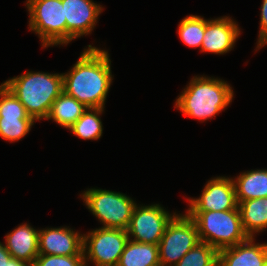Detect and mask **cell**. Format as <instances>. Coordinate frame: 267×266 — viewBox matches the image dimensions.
Listing matches in <instances>:
<instances>
[{
    "mask_svg": "<svg viewBox=\"0 0 267 266\" xmlns=\"http://www.w3.org/2000/svg\"><path fill=\"white\" fill-rule=\"evenodd\" d=\"M84 48L70 71L63 74V91L88 108H105L113 75L108 50Z\"/></svg>",
    "mask_w": 267,
    "mask_h": 266,
    "instance_id": "6da1fadb",
    "label": "cell"
},
{
    "mask_svg": "<svg viewBox=\"0 0 267 266\" xmlns=\"http://www.w3.org/2000/svg\"><path fill=\"white\" fill-rule=\"evenodd\" d=\"M234 91L225 80L194 76L175 101V108L184 116L207 121L216 117L232 102Z\"/></svg>",
    "mask_w": 267,
    "mask_h": 266,
    "instance_id": "7a4b0ae2",
    "label": "cell"
},
{
    "mask_svg": "<svg viewBox=\"0 0 267 266\" xmlns=\"http://www.w3.org/2000/svg\"><path fill=\"white\" fill-rule=\"evenodd\" d=\"M3 84L23 104L35 121L45 120L57 97L63 92V74L27 71Z\"/></svg>",
    "mask_w": 267,
    "mask_h": 266,
    "instance_id": "3957f363",
    "label": "cell"
},
{
    "mask_svg": "<svg viewBox=\"0 0 267 266\" xmlns=\"http://www.w3.org/2000/svg\"><path fill=\"white\" fill-rule=\"evenodd\" d=\"M197 226L201 242L218 251L244 242L248 235L241 223L239 208L227 211H186Z\"/></svg>",
    "mask_w": 267,
    "mask_h": 266,
    "instance_id": "277c9868",
    "label": "cell"
},
{
    "mask_svg": "<svg viewBox=\"0 0 267 266\" xmlns=\"http://www.w3.org/2000/svg\"><path fill=\"white\" fill-rule=\"evenodd\" d=\"M87 209L98 218L103 228L123 229L129 226L134 199L122 192L88 188L80 195Z\"/></svg>",
    "mask_w": 267,
    "mask_h": 266,
    "instance_id": "5b68a950",
    "label": "cell"
},
{
    "mask_svg": "<svg viewBox=\"0 0 267 266\" xmlns=\"http://www.w3.org/2000/svg\"><path fill=\"white\" fill-rule=\"evenodd\" d=\"M29 29L42 47L67 45V23L62 0H26Z\"/></svg>",
    "mask_w": 267,
    "mask_h": 266,
    "instance_id": "8992f818",
    "label": "cell"
},
{
    "mask_svg": "<svg viewBox=\"0 0 267 266\" xmlns=\"http://www.w3.org/2000/svg\"><path fill=\"white\" fill-rule=\"evenodd\" d=\"M199 242L193 219L187 213H177L158 244L160 266H175Z\"/></svg>",
    "mask_w": 267,
    "mask_h": 266,
    "instance_id": "52a82bcc",
    "label": "cell"
},
{
    "mask_svg": "<svg viewBox=\"0 0 267 266\" xmlns=\"http://www.w3.org/2000/svg\"><path fill=\"white\" fill-rule=\"evenodd\" d=\"M128 240L123 229L99 227L83 234L85 265L117 266Z\"/></svg>",
    "mask_w": 267,
    "mask_h": 266,
    "instance_id": "ba28073f",
    "label": "cell"
},
{
    "mask_svg": "<svg viewBox=\"0 0 267 266\" xmlns=\"http://www.w3.org/2000/svg\"><path fill=\"white\" fill-rule=\"evenodd\" d=\"M176 215L161 204L135 205L127 230L130 240L158 245L165 230Z\"/></svg>",
    "mask_w": 267,
    "mask_h": 266,
    "instance_id": "9c48e42d",
    "label": "cell"
},
{
    "mask_svg": "<svg viewBox=\"0 0 267 266\" xmlns=\"http://www.w3.org/2000/svg\"><path fill=\"white\" fill-rule=\"evenodd\" d=\"M35 120L28 115L23 104L2 83L0 85V137L6 142H18L25 137Z\"/></svg>",
    "mask_w": 267,
    "mask_h": 266,
    "instance_id": "30bf717a",
    "label": "cell"
},
{
    "mask_svg": "<svg viewBox=\"0 0 267 266\" xmlns=\"http://www.w3.org/2000/svg\"><path fill=\"white\" fill-rule=\"evenodd\" d=\"M186 211H227L238 208L233 179L217 176L206 182L199 198H187Z\"/></svg>",
    "mask_w": 267,
    "mask_h": 266,
    "instance_id": "8fae6325",
    "label": "cell"
},
{
    "mask_svg": "<svg viewBox=\"0 0 267 266\" xmlns=\"http://www.w3.org/2000/svg\"><path fill=\"white\" fill-rule=\"evenodd\" d=\"M67 23V44L92 33L104 7L93 0H62Z\"/></svg>",
    "mask_w": 267,
    "mask_h": 266,
    "instance_id": "7c38bea8",
    "label": "cell"
},
{
    "mask_svg": "<svg viewBox=\"0 0 267 266\" xmlns=\"http://www.w3.org/2000/svg\"><path fill=\"white\" fill-rule=\"evenodd\" d=\"M240 35L238 23L229 16L205 19V33L200 52L226 54L235 47Z\"/></svg>",
    "mask_w": 267,
    "mask_h": 266,
    "instance_id": "4fadbf2b",
    "label": "cell"
},
{
    "mask_svg": "<svg viewBox=\"0 0 267 266\" xmlns=\"http://www.w3.org/2000/svg\"><path fill=\"white\" fill-rule=\"evenodd\" d=\"M38 244L42 255H84L83 234L69 226L39 229Z\"/></svg>",
    "mask_w": 267,
    "mask_h": 266,
    "instance_id": "5bb4252c",
    "label": "cell"
},
{
    "mask_svg": "<svg viewBox=\"0 0 267 266\" xmlns=\"http://www.w3.org/2000/svg\"><path fill=\"white\" fill-rule=\"evenodd\" d=\"M255 237L219 250L218 266H263L267 242L255 243Z\"/></svg>",
    "mask_w": 267,
    "mask_h": 266,
    "instance_id": "9a60e30c",
    "label": "cell"
},
{
    "mask_svg": "<svg viewBox=\"0 0 267 266\" xmlns=\"http://www.w3.org/2000/svg\"><path fill=\"white\" fill-rule=\"evenodd\" d=\"M39 229L29 223H22L5 236V247L12 257L30 264L39 255Z\"/></svg>",
    "mask_w": 267,
    "mask_h": 266,
    "instance_id": "2e32d148",
    "label": "cell"
},
{
    "mask_svg": "<svg viewBox=\"0 0 267 266\" xmlns=\"http://www.w3.org/2000/svg\"><path fill=\"white\" fill-rule=\"evenodd\" d=\"M241 223L248 237L266 231L267 228V197L245 200L238 203Z\"/></svg>",
    "mask_w": 267,
    "mask_h": 266,
    "instance_id": "e0dca14e",
    "label": "cell"
},
{
    "mask_svg": "<svg viewBox=\"0 0 267 266\" xmlns=\"http://www.w3.org/2000/svg\"><path fill=\"white\" fill-rule=\"evenodd\" d=\"M232 179L238 203L267 197V169L247 170Z\"/></svg>",
    "mask_w": 267,
    "mask_h": 266,
    "instance_id": "ac0fdd59",
    "label": "cell"
},
{
    "mask_svg": "<svg viewBox=\"0 0 267 266\" xmlns=\"http://www.w3.org/2000/svg\"><path fill=\"white\" fill-rule=\"evenodd\" d=\"M117 266H160L159 247L129 239Z\"/></svg>",
    "mask_w": 267,
    "mask_h": 266,
    "instance_id": "d6986e66",
    "label": "cell"
},
{
    "mask_svg": "<svg viewBox=\"0 0 267 266\" xmlns=\"http://www.w3.org/2000/svg\"><path fill=\"white\" fill-rule=\"evenodd\" d=\"M87 108L83 103L63 91L53 102L45 120H53L68 129L82 116Z\"/></svg>",
    "mask_w": 267,
    "mask_h": 266,
    "instance_id": "ffe728a7",
    "label": "cell"
},
{
    "mask_svg": "<svg viewBox=\"0 0 267 266\" xmlns=\"http://www.w3.org/2000/svg\"><path fill=\"white\" fill-rule=\"evenodd\" d=\"M104 112V108H87L68 130L83 140H99L103 133V124L100 116Z\"/></svg>",
    "mask_w": 267,
    "mask_h": 266,
    "instance_id": "44dd1931",
    "label": "cell"
},
{
    "mask_svg": "<svg viewBox=\"0 0 267 266\" xmlns=\"http://www.w3.org/2000/svg\"><path fill=\"white\" fill-rule=\"evenodd\" d=\"M177 32L183 44L191 48H201L205 33V18L191 14L184 17L179 22Z\"/></svg>",
    "mask_w": 267,
    "mask_h": 266,
    "instance_id": "7402d4cb",
    "label": "cell"
},
{
    "mask_svg": "<svg viewBox=\"0 0 267 266\" xmlns=\"http://www.w3.org/2000/svg\"><path fill=\"white\" fill-rule=\"evenodd\" d=\"M218 254L213 246L199 242L175 266H218Z\"/></svg>",
    "mask_w": 267,
    "mask_h": 266,
    "instance_id": "603a6c76",
    "label": "cell"
},
{
    "mask_svg": "<svg viewBox=\"0 0 267 266\" xmlns=\"http://www.w3.org/2000/svg\"><path fill=\"white\" fill-rule=\"evenodd\" d=\"M32 266H86L84 255L59 256L39 254Z\"/></svg>",
    "mask_w": 267,
    "mask_h": 266,
    "instance_id": "cb8c5ba5",
    "label": "cell"
},
{
    "mask_svg": "<svg viewBox=\"0 0 267 266\" xmlns=\"http://www.w3.org/2000/svg\"><path fill=\"white\" fill-rule=\"evenodd\" d=\"M260 28H259V35L257 46L255 51L263 48L267 45V0L262 1L261 10H260Z\"/></svg>",
    "mask_w": 267,
    "mask_h": 266,
    "instance_id": "d4e9b609",
    "label": "cell"
},
{
    "mask_svg": "<svg viewBox=\"0 0 267 266\" xmlns=\"http://www.w3.org/2000/svg\"><path fill=\"white\" fill-rule=\"evenodd\" d=\"M11 254L7 251L5 244L0 242V266H5L6 261L11 258Z\"/></svg>",
    "mask_w": 267,
    "mask_h": 266,
    "instance_id": "484cf974",
    "label": "cell"
},
{
    "mask_svg": "<svg viewBox=\"0 0 267 266\" xmlns=\"http://www.w3.org/2000/svg\"><path fill=\"white\" fill-rule=\"evenodd\" d=\"M5 266H31L25 261L18 260L15 257H11L8 261H6Z\"/></svg>",
    "mask_w": 267,
    "mask_h": 266,
    "instance_id": "4316f807",
    "label": "cell"
},
{
    "mask_svg": "<svg viewBox=\"0 0 267 266\" xmlns=\"http://www.w3.org/2000/svg\"><path fill=\"white\" fill-rule=\"evenodd\" d=\"M263 266H267V252H266V257H265Z\"/></svg>",
    "mask_w": 267,
    "mask_h": 266,
    "instance_id": "83f0119b",
    "label": "cell"
}]
</instances>
